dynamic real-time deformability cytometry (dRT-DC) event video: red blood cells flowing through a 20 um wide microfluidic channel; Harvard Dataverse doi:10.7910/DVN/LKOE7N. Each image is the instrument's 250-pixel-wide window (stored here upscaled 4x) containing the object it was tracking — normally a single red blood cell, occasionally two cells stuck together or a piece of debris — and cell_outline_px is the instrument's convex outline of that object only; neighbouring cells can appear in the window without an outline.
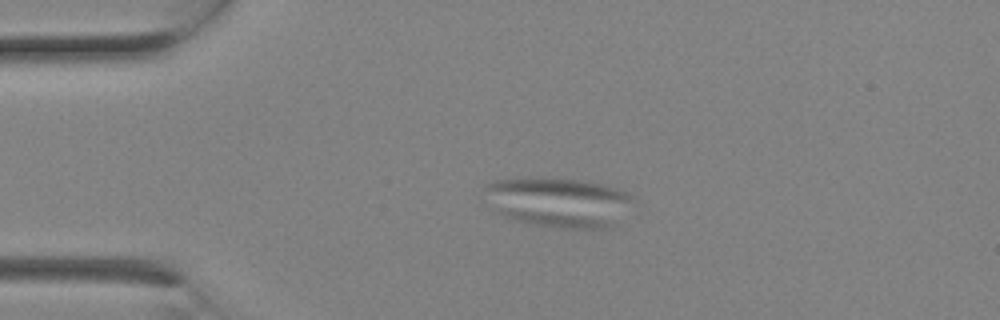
{"species": "Egyptian fruit bat (a non-hibernating species)", "species_latin": "Rousettus aegyptiacus", "temperature_condition": "room temperature", "stored_images_in_passage": 1, "camera_frame_rate_fps": 3000, "um_per_image_px": 0.085, "animal": {"sex": "female"}, "frame": {"image": 1, "passage_image": 1, "time_ms": 0.0, "image_size_px": [1000, 320], "cell_outline_px": [[632, 196], [616, 224], [612, 228], [556, 228], [532, 224], [512, 220], [496, 212], [484, 188], [484, 184], [496, 180], [528, 176], [532, 176], [580, 180], [600, 184], [616, 188], [628, 192]], "centroid_in_image_um": [47.41, 17.17], "position_along_channel_um": 37.6, "area_um2": 43.0}}